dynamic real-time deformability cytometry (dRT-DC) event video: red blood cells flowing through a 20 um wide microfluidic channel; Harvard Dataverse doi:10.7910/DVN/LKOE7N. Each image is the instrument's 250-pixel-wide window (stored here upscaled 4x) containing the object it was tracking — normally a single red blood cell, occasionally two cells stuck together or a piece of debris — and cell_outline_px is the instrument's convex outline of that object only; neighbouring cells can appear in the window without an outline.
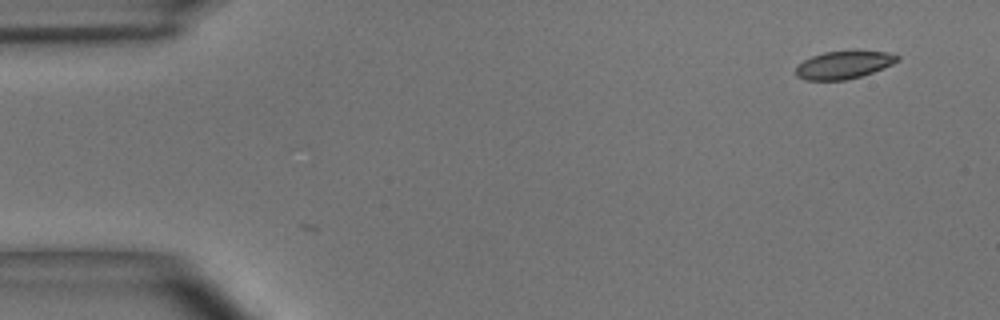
{"species": "common noctule bat (a hibernating species)", "species_latin": "Nyctalus noctula", "temperature_condition": "room temperature", "stored_images_in_passage": 5, "camera_frame_rate_fps": 3000, "um_per_image_px": 0.085, "animal": {"sex": "male", "body_mass_g": 15.6}, "frame": {"image": 1, "passage_image": 5, "time_ms": 1.333, "image_size_px": [1000, 320], "cell_outline_px": [[900, 60], [892, 64], [872, 72], [860, 76], [844, 80], [804, 80], [796, 76], [796, 68], [804, 60], [812, 56], [824, 52], [856, 48], [888, 52], [900, 56]], "centroid_in_image_um": [71.76, 5.46], "position_along_channel_um": 13.2, "area_um2": 16.94}}